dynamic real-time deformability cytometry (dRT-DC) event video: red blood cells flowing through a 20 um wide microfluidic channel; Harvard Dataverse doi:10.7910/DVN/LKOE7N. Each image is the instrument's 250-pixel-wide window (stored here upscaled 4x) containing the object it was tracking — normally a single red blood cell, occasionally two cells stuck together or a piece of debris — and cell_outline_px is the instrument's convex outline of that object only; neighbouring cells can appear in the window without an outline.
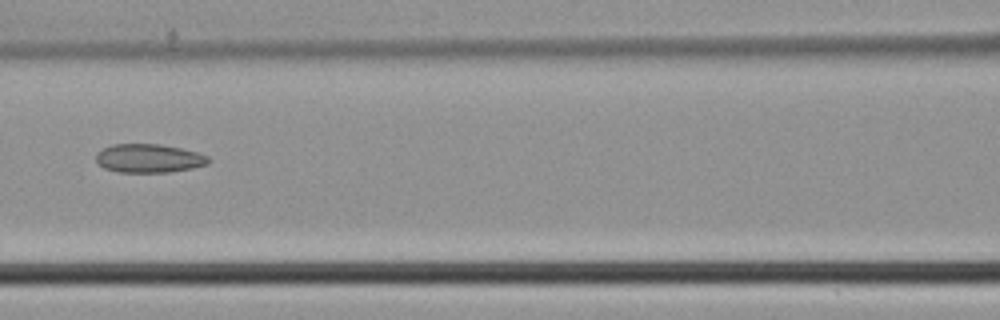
{"species": "common noctule bat (a hibernating species)", "species_latin": "Nyctalus noctula", "temperature_condition": "cold", "stored_images_in_passage": 9, "camera_frame_rate_fps": 3000, "um_per_image_px": 0.085, "animal": {"sex": "male", "body_mass_g": 21.5, "forearm_length_mm": 52.0}, "frame": {"image": 1, "passage_image": 6, "time_ms": 1.667, "image_size_px": [1000, 320], "cell_outline_px": [[208, 164], [192, 168], [168, 172], [120, 172], [104, 168], [96, 160], [96, 152], [112, 144], [160, 144], [180, 148], [196, 152], [208, 156]], "centroid_in_image_um": [12.63, 13.45], "position_along_channel_um": 154.0, "area_um2": 18.61}}